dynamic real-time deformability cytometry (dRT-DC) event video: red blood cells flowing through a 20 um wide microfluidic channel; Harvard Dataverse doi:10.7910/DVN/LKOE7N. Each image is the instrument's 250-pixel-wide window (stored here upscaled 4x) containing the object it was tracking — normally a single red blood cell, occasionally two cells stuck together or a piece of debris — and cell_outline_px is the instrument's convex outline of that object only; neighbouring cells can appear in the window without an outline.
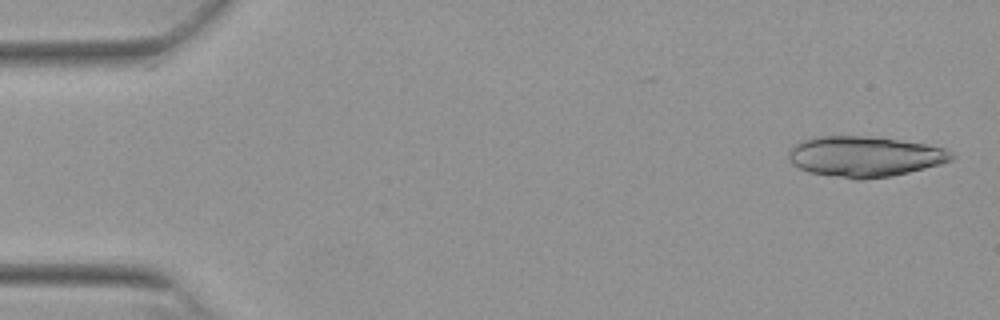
{"species": "Egyptian fruit bat (a non-hibernating species)", "species_latin": "Rousettus aegyptiacus", "temperature_condition": "warm", "stored_images_in_passage": 52, "camera_frame_rate_fps": 3000, "um_per_image_px": 0.085, "animal": {"sex": "female"}, "frame": {"image": 1, "passage_image": 2, "time_ms": 0.333, "image_size_px": [1000, 320], "cell_outline_px": [[956, 156], [952, 160], [940, 164], [908, 172], [888, 176], [860, 180], [856, 180], [812, 172], [800, 168], [792, 164], [788, 160], [788, 152], [796, 144], [812, 136], [868, 136], [924, 144], [944, 148], [952, 152]], "centroid_in_image_um": [73.49, 13.3], "position_along_channel_um": 11.5, "area_um2": 38.15}}
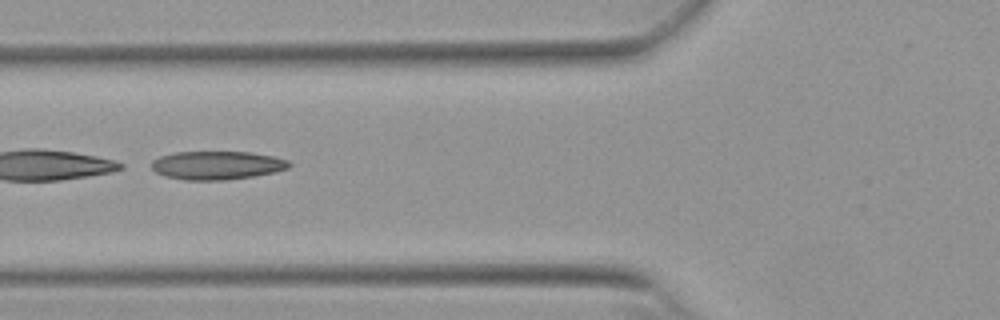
{"frame": {"image": 2, "passage_image": 20, "time_ms": 6.333, "image_size_px": [1000, 320], "cell_outline_px": [[292, 164], [288, 168], [276, 172], [256, 176], [228, 180], [184, 180], [164, 176], [156, 172], [152, 168], [152, 160], [160, 156], [176, 152], [252, 152], [272, 156], [288, 160]], "centroid_in_image_um": [18.46, 14.06], "position_along_channel_um": 107.3, "area_um2": 23.0}}
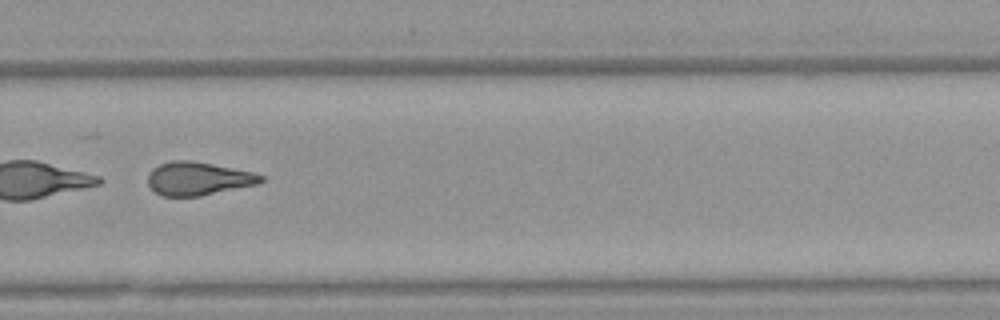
{"frame": {"image": 3, "passage_image": 36, "time_ms": 11.667, "image_size_px": [1000, 320], "cell_outline_px": [[264, 180], [260, 184], [200, 196], [160, 196], [148, 184], [148, 172], [152, 168], [160, 164], [172, 160], [192, 160], [252, 172], [264, 176]], "centroid_in_image_um": [16.84, 15.18], "position_along_channel_um": 313.0, "area_um2": 22.02}}